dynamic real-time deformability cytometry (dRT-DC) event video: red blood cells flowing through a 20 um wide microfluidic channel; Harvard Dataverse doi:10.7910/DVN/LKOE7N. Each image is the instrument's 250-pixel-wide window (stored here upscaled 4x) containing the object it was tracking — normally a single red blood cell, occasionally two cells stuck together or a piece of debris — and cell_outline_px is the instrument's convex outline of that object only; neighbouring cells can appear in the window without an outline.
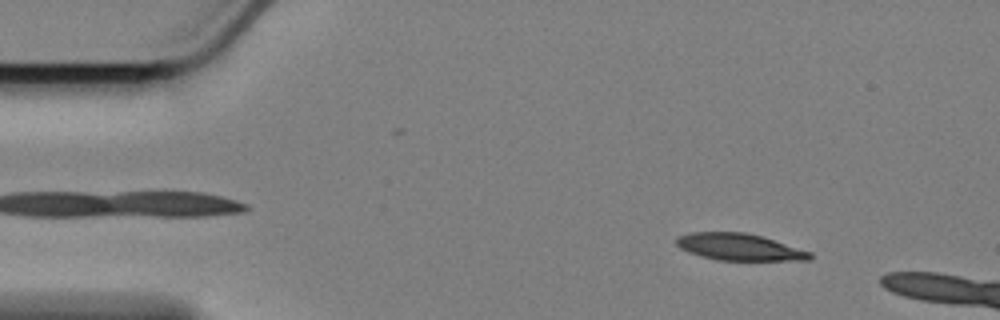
{"species": "Egyptian fruit bat (a non-hibernating species)", "species_latin": "Rousettus aegyptiacus", "temperature_condition": "cold", "stored_images_in_passage": 12, "camera_frame_rate_fps": 3000, "um_per_image_px": 0.085, "animal": {"sex": "female"}, "frame": {"image": 1, "passage_image": 6, "time_ms": 1.667, "image_size_px": [1000, 320], "cell_outline_px": [[812, 256], [808, 260], [716, 260], [700, 256], [688, 252], [680, 248], [676, 244], [676, 240], [680, 236], [692, 232], [744, 232], [760, 236], [812, 252]], "centroid_in_image_um": [62.82, 21.0], "position_along_channel_um": 22.2, "area_um2": 20.63}}